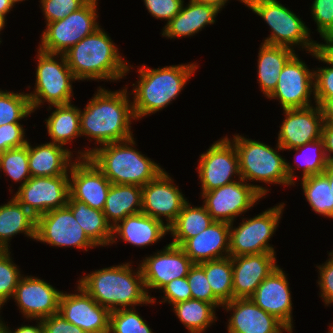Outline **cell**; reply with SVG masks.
<instances>
[{
  "label": "cell",
  "instance_id": "29",
  "mask_svg": "<svg viewBox=\"0 0 333 333\" xmlns=\"http://www.w3.org/2000/svg\"><path fill=\"white\" fill-rule=\"evenodd\" d=\"M142 210V187L129 184H111L103 213L114 227L119 221ZM112 220V221H111Z\"/></svg>",
  "mask_w": 333,
  "mask_h": 333
},
{
  "label": "cell",
  "instance_id": "28",
  "mask_svg": "<svg viewBox=\"0 0 333 333\" xmlns=\"http://www.w3.org/2000/svg\"><path fill=\"white\" fill-rule=\"evenodd\" d=\"M72 152L51 141L32 147L28 142V166L31 177L69 175Z\"/></svg>",
  "mask_w": 333,
  "mask_h": 333
},
{
  "label": "cell",
  "instance_id": "33",
  "mask_svg": "<svg viewBox=\"0 0 333 333\" xmlns=\"http://www.w3.org/2000/svg\"><path fill=\"white\" fill-rule=\"evenodd\" d=\"M53 107L55 110L45 120L47 133L52 143L64 146L81 136L80 108L71 103Z\"/></svg>",
  "mask_w": 333,
  "mask_h": 333
},
{
  "label": "cell",
  "instance_id": "45",
  "mask_svg": "<svg viewBox=\"0 0 333 333\" xmlns=\"http://www.w3.org/2000/svg\"><path fill=\"white\" fill-rule=\"evenodd\" d=\"M39 2L46 23L62 20L86 4L84 0H40Z\"/></svg>",
  "mask_w": 333,
  "mask_h": 333
},
{
  "label": "cell",
  "instance_id": "62",
  "mask_svg": "<svg viewBox=\"0 0 333 333\" xmlns=\"http://www.w3.org/2000/svg\"><path fill=\"white\" fill-rule=\"evenodd\" d=\"M7 251V249L0 244V256L4 254Z\"/></svg>",
  "mask_w": 333,
  "mask_h": 333
},
{
  "label": "cell",
  "instance_id": "35",
  "mask_svg": "<svg viewBox=\"0 0 333 333\" xmlns=\"http://www.w3.org/2000/svg\"><path fill=\"white\" fill-rule=\"evenodd\" d=\"M173 311L189 333H204L216 321L215 306L198 299H189L172 305Z\"/></svg>",
  "mask_w": 333,
  "mask_h": 333
},
{
  "label": "cell",
  "instance_id": "52",
  "mask_svg": "<svg viewBox=\"0 0 333 333\" xmlns=\"http://www.w3.org/2000/svg\"><path fill=\"white\" fill-rule=\"evenodd\" d=\"M321 138L324 141V150L329 162H333V124L323 123Z\"/></svg>",
  "mask_w": 333,
  "mask_h": 333
},
{
  "label": "cell",
  "instance_id": "66",
  "mask_svg": "<svg viewBox=\"0 0 333 333\" xmlns=\"http://www.w3.org/2000/svg\"><path fill=\"white\" fill-rule=\"evenodd\" d=\"M329 256H331L333 258V250L331 252H329Z\"/></svg>",
  "mask_w": 333,
  "mask_h": 333
},
{
  "label": "cell",
  "instance_id": "49",
  "mask_svg": "<svg viewBox=\"0 0 333 333\" xmlns=\"http://www.w3.org/2000/svg\"><path fill=\"white\" fill-rule=\"evenodd\" d=\"M164 293L163 300L159 303L168 302L174 305L181 301L192 299L191 289L186 277L172 280L166 284L162 289Z\"/></svg>",
  "mask_w": 333,
  "mask_h": 333
},
{
  "label": "cell",
  "instance_id": "21",
  "mask_svg": "<svg viewBox=\"0 0 333 333\" xmlns=\"http://www.w3.org/2000/svg\"><path fill=\"white\" fill-rule=\"evenodd\" d=\"M61 294L43 279L23 275L12 298L25 318L41 320L58 313Z\"/></svg>",
  "mask_w": 333,
  "mask_h": 333
},
{
  "label": "cell",
  "instance_id": "17",
  "mask_svg": "<svg viewBox=\"0 0 333 333\" xmlns=\"http://www.w3.org/2000/svg\"><path fill=\"white\" fill-rule=\"evenodd\" d=\"M168 174L163 170L155 179L142 186L141 212L161 222L162 217L166 218L165 225L169 228L187 199Z\"/></svg>",
  "mask_w": 333,
  "mask_h": 333
},
{
  "label": "cell",
  "instance_id": "10",
  "mask_svg": "<svg viewBox=\"0 0 333 333\" xmlns=\"http://www.w3.org/2000/svg\"><path fill=\"white\" fill-rule=\"evenodd\" d=\"M98 4L86 3L62 20L46 23L41 34L39 50L51 54H64L80 40L100 27L97 22Z\"/></svg>",
  "mask_w": 333,
  "mask_h": 333
},
{
  "label": "cell",
  "instance_id": "56",
  "mask_svg": "<svg viewBox=\"0 0 333 333\" xmlns=\"http://www.w3.org/2000/svg\"><path fill=\"white\" fill-rule=\"evenodd\" d=\"M196 2L200 3H206L216 6L219 10H222V8L225 6V4L228 2V0H194ZM241 3H244L246 6V0H239Z\"/></svg>",
  "mask_w": 333,
  "mask_h": 333
},
{
  "label": "cell",
  "instance_id": "14",
  "mask_svg": "<svg viewBox=\"0 0 333 333\" xmlns=\"http://www.w3.org/2000/svg\"><path fill=\"white\" fill-rule=\"evenodd\" d=\"M14 198L36 218L67 205L69 175L31 177L18 187Z\"/></svg>",
  "mask_w": 333,
  "mask_h": 333
},
{
  "label": "cell",
  "instance_id": "4",
  "mask_svg": "<svg viewBox=\"0 0 333 333\" xmlns=\"http://www.w3.org/2000/svg\"><path fill=\"white\" fill-rule=\"evenodd\" d=\"M134 137L78 151L76 158H89L112 184L143 186L164 169L134 147Z\"/></svg>",
  "mask_w": 333,
  "mask_h": 333
},
{
  "label": "cell",
  "instance_id": "43",
  "mask_svg": "<svg viewBox=\"0 0 333 333\" xmlns=\"http://www.w3.org/2000/svg\"><path fill=\"white\" fill-rule=\"evenodd\" d=\"M10 250L0 256V308L13 297L16 287L23 275L13 263Z\"/></svg>",
  "mask_w": 333,
  "mask_h": 333
},
{
  "label": "cell",
  "instance_id": "40",
  "mask_svg": "<svg viewBox=\"0 0 333 333\" xmlns=\"http://www.w3.org/2000/svg\"><path fill=\"white\" fill-rule=\"evenodd\" d=\"M0 171L23 186L30 178L28 166V142L26 145L0 153Z\"/></svg>",
  "mask_w": 333,
  "mask_h": 333
},
{
  "label": "cell",
  "instance_id": "36",
  "mask_svg": "<svg viewBox=\"0 0 333 333\" xmlns=\"http://www.w3.org/2000/svg\"><path fill=\"white\" fill-rule=\"evenodd\" d=\"M205 271L214 296L222 303L233 299L231 257L211 260L199 264Z\"/></svg>",
  "mask_w": 333,
  "mask_h": 333
},
{
  "label": "cell",
  "instance_id": "44",
  "mask_svg": "<svg viewBox=\"0 0 333 333\" xmlns=\"http://www.w3.org/2000/svg\"><path fill=\"white\" fill-rule=\"evenodd\" d=\"M186 278L191 289L192 299H198L200 301L211 303L216 308L223 305L214 296L210 284L205 276V271L199 264H194L191 267Z\"/></svg>",
  "mask_w": 333,
  "mask_h": 333
},
{
  "label": "cell",
  "instance_id": "31",
  "mask_svg": "<svg viewBox=\"0 0 333 333\" xmlns=\"http://www.w3.org/2000/svg\"><path fill=\"white\" fill-rule=\"evenodd\" d=\"M18 233L35 240L36 217L12 196L7 204L0 205V244L9 250L8 242Z\"/></svg>",
  "mask_w": 333,
  "mask_h": 333
},
{
  "label": "cell",
  "instance_id": "39",
  "mask_svg": "<svg viewBox=\"0 0 333 333\" xmlns=\"http://www.w3.org/2000/svg\"><path fill=\"white\" fill-rule=\"evenodd\" d=\"M28 93H14L0 89V126L19 123L33 113Z\"/></svg>",
  "mask_w": 333,
  "mask_h": 333
},
{
  "label": "cell",
  "instance_id": "7",
  "mask_svg": "<svg viewBox=\"0 0 333 333\" xmlns=\"http://www.w3.org/2000/svg\"><path fill=\"white\" fill-rule=\"evenodd\" d=\"M247 7L260 16L270 27L271 34L263 43L294 49L305 48L308 53L318 49V42L310 37V29L293 11L277 0H246ZM293 46V47H292Z\"/></svg>",
  "mask_w": 333,
  "mask_h": 333
},
{
  "label": "cell",
  "instance_id": "63",
  "mask_svg": "<svg viewBox=\"0 0 333 333\" xmlns=\"http://www.w3.org/2000/svg\"><path fill=\"white\" fill-rule=\"evenodd\" d=\"M86 3L98 4V0H84Z\"/></svg>",
  "mask_w": 333,
  "mask_h": 333
},
{
  "label": "cell",
  "instance_id": "13",
  "mask_svg": "<svg viewBox=\"0 0 333 333\" xmlns=\"http://www.w3.org/2000/svg\"><path fill=\"white\" fill-rule=\"evenodd\" d=\"M198 166L196 169L202 193L235 182L233 175L240 178L238 153L227 136L216 141L200 155Z\"/></svg>",
  "mask_w": 333,
  "mask_h": 333
},
{
  "label": "cell",
  "instance_id": "11",
  "mask_svg": "<svg viewBox=\"0 0 333 333\" xmlns=\"http://www.w3.org/2000/svg\"><path fill=\"white\" fill-rule=\"evenodd\" d=\"M224 185L217 189L201 193L205 199L203 206L214 221L233 223L243 213L252 208L258 200L269 192L266 187L238 181Z\"/></svg>",
  "mask_w": 333,
  "mask_h": 333
},
{
  "label": "cell",
  "instance_id": "59",
  "mask_svg": "<svg viewBox=\"0 0 333 333\" xmlns=\"http://www.w3.org/2000/svg\"><path fill=\"white\" fill-rule=\"evenodd\" d=\"M324 42L326 44H333V30L328 34L326 38H324Z\"/></svg>",
  "mask_w": 333,
  "mask_h": 333
},
{
  "label": "cell",
  "instance_id": "24",
  "mask_svg": "<svg viewBox=\"0 0 333 333\" xmlns=\"http://www.w3.org/2000/svg\"><path fill=\"white\" fill-rule=\"evenodd\" d=\"M222 308L232 315L228 320V333H282L290 330L276 317L265 312L250 298L232 299Z\"/></svg>",
  "mask_w": 333,
  "mask_h": 333
},
{
  "label": "cell",
  "instance_id": "41",
  "mask_svg": "<svg viewBox=\"0 0 333 333\" xmlns=\"http://www.w3.org/2000/svg\"><path fill=\"white\" fill-rule=\"evenodd\" d=\"M136 308L118 309L110 313L109 333H153Z\"/></svg>",
  "mask_w": 333,
  "mask_h": 333
},
{
  "label": "cell",
  "instance_id": "2",
  "mask_svg": "<svg viewBox=\"0 0 333 333\" xmlns=\"http://www.w3.org/2000/svg\"><path fill=\"white\" fill-rule=\"evenodd\" d=\"M131 263H122L90 272L78 282L97 303L111 312L118 309L135 308L137 305L154 304L149 298L143 281L140 265L137 271Z\"/></svg>",
  "mask_w": 333,
  "mask_h": 333
},
{
  "label": "cell",
  "instance_id": "1",
  "mask_svg": "<svg viewBox=\"0 0 333 333\" xmlns=\"http://www.w3.org/2000/svg\"><path fill=\"white\" fill-rule=\"evenodd\" d=\"M127 87L119 91L97 88V92L80 109L81 136L95 140L99 146L133 137L131 120H135Z\"/></svg>",
  "mask_w": 333,
  "mask_h": 333
},
{
  "label": "cell",
  "instance_id": "53",
  "mask_svg": "<svg viewBox=\"0 0 333 333\" xmlns=\"http://www.w3.org/2000/svg\"><path fill=\"white\" fill-rule=\"evenodd\" d=\"M324 123L333 124V98L325 100L320 105Z\"/></svg>",
  "mask_w": 333,
  "mask_h": 333
},
{
  "label": "cell",
  "instance_id": "42",
  "mask_svg": "<svg viewBox=\"0 0 333 333\" xmlns=\"http://www.w3.org/2000/svg\"><path fill=\"white\" fill-rule=\"evenodd\" d=\"M310 54L329 66L314 70V101L321 105L325 100L333 98V63L319 50L310 51Z\"/></svg>",
  "mask_w": 333,
  "mask_h": 333
},
{
  "label": "cell",
  "instance_id": "58",
  "mask_svg": "<svg viewBox=\"0 0 333 333\" xmlns=\"http://www.w3.org/2000/svg\"><path fill=\"white\" fill-rule=\"evenodd\" d=\"M323 174L328 178L329 185L333 192V162L328 163V166L325 168Z\"/></svg>",
  "mask_w": 333,
  "mask_h": 333
},
{
  "label": "cell",
  "instance_id": "65",
  "mask_svg": "<svg viewBox=\"0 0 333 333\" xmlns=\"http://www.w3.org/2000/svg\"><path fill=\"white\" fill-rule=\"evenodd\" d=\"M14 3H18V2H22V1H25V0H12Z\"/></svg>",
  "mask_w": 333,
  "mask_h": 333
},
{
  "label": "cell",
  "instance_id": "26",
  "mask_svg": "<svg viewBox=\"0 0 333 333\" xmlns=\"http://www.w3.org/2000/svg\"><path fill=\"white\" fill-rule=\"evenodd\" d=\"M168 232L164 222L140 212L127 216L112 227L111 244L115 243L119 236L124 242L143 248L157 243Z\"/></svg>",
  "mask_w": 333,
  "mask_h": 333
},
{
  "label": "cell",
  "instance_id": "46",
  "mask_svg": "<svg viewBox=\"0 0 333 333\" xmlns=\"http://www.w3.org/2000/svg\"><path fill=\"white\" fill-rule=\"evenodd\" d=\"M311 15L322 39L333 30V0H314Z\"/></svg>",
  "mask_w": 333,
  "mask_h": 333
},
{
  "label": "cell",
  "instance_id": "8",
  "mask_svg": "<svg viewBox=\"0 0 333 333\" xmlns=\"http://www.w3.org/2000/svg\"><path fill=\"white\" fill-rule=\"evenodd\" d=\"M37 54L35 89L34 92L27 94L33 112L44 102L49 104L50 111L54 105L72 103V82L77 79L66 63L64 55L58 56V54L46 53L39 49Z\"/></svg>",
  "mask_w": 333,
  "mask_h": 333
},
{
  "label": "cell",
  "instance_id": "6",
  "mask_svg": "<svg viewBox=\"0 0 333 333\" xmlns=\"http://www.w3.org/2000/svg\"><path fill=\"white\" fill-rule=\"evenodd\" d=\"M232 139L239 157L240 178L246 183L259 181L265 184L295 185V168L278 151L239 134H235Z\"/></svg>",
  "mask_w": 333,
  "mask_h": 333
},
{
  "label": "cell",
  "instance_id": "30",
  "mask_svg": "<svg viewBox=\"0 0 333 333\" xmlns=\"http://www.w3.org/2000/svg\"><path fill=\"white\" fill-rule=\"evenodd\" d=\"M258 53L257 69L260 90L268 98L277 87L279 75L295 54L294 49L261 43Z\"/></svg>",
  "mask_w": 333,
  "mask_h": 333
},
{
  "label": "cell",
  "instance_id": "22",
  "mask_svg": "<svg viewBox=\"0 0 333 333\" xmlns=\"http://www.w3.org/2000/svg\"><path fill=\"white\" fill-rule=\"evenodd\" d=\"M250 299L280 320L292 333V298L285 271L279 266L257 287Z\"/></svg>",
  "mask_w": 333,
  "mask_h": 333
},
{
  "label": "cell",
  "instance_id": "64",
  "mask_svg": "<svg viewBox=\"0 0 333 333\" xmlns=\"http://www.w3.org/2000/svg\"><path fill=\"white\" fill-rule=\"evenodd\" d=\"M332 324H333V323H332ZM332 324L329 325V327H330L329 329H330V330L328 331V333H333V325H332Z\"/></svg>",
  "mask_w": 333,
  "mask_h": 333
},
{
  "label": "cell",
  "instance_id": "19",
  "mask_svg": "<svg viewBox=\"0 0 333 333\" xmlns=\"http://www.w3.org/2000/svg\"><path fill=\"white\" fill-rule=\"evenodd\" d=\"M315 106V107H314ZM284 109L285 119L278 133L277 150H288L319 140L324 123L319 105Z\"/></svg>",
  "mask_w": 333,
  "mask_h": 333
},
{
  "label": "cell",
  "instance_id": "15",
  "mask_svg": "<svg viewBox=\"0 0 333 333\" xmlns=\"http://www.w3.org/2000/svg\"><path fill=\"white\" fill-rule=\"evenodd\" d=\"M314 93V70L308 69L296 53L283 67L277 87L268 99H277L284 109L312 106L310 98Z\"/></svg>",
  "mask_w": 333,
  "mask_h": 333
},
{
  "label": "cell",
  "instance_id": "37",
  "mask_svg": "<svg viewBox=\"0 0 333 333\" xmlns=\"http://www.w3.org/2000/svg\"><path fill=\"white\" fill-rule=\"evenodd\" d=\"M304 196L313 211L333 219V192L328 178L315 174L301 179Z\"/></svg>",
  "mask_w": 333,
  "mask_h": 333
},
{
  "label": "cell",
  "instance_id": "18",
  "mask_svg": "<svg viewBox=\"0 0 333 333\" xmlns=\"http://www.w3.org/2000/svg\"><path fill=\"white\" fill-rule=\"evenodd\" d=\"M76 291L75 294L62 292L58 313L86 333H109L111 311L97 303L80 285Z\"/></svg>",
  "mask_w": 333,
  "mask_h": 333
},
{
  "label": "cell",
  "instance_id": "25",
  "mask_svg": "<svg viewBox=\"0 0 333 333\" xmlns=\"http://www.w3.org/2000/svg\"><path fill=\"white\" fill-rule=\"evenodd\" d=\"M229 238L230 224L214 221L198 235L189 238L181 248L194 264H200L229 257Z\"/></svg>",
  "mask_w": 333,
  "mask_h": 333
},
{
  "label": "cell",
  "instance_id": "34",
  "mask_svg": "<svg viewBox=\"0 0 333 333\" xmlns=\"http://www.w3.org/2000/svg\"><path fill=\"white\" fill-rule=\"evenodd\" d=\"M213 222V218L203 205L192 207L187 201L183 205L177 219L168 228L169 233L173 237V241L170 244L181 247L189 238L195 237Z\"/></svg>",
  "mask_w": 333,
  "mask_h": 333
},
{
  "label": "cell",
  "instance_id": "57",
  "mask_svg": "<svg viewBox=\"0 0 333 333\" xmlns=\"http://www.w3.org/2000/svg\"><path fill=\"white\" fill-rule=\"evenodd\" d=\"M15 6L12 0H0V14L6 18L7 13Z\"/></svg>",
  "mask_w": 333,
  "mask_h": 333
},
{
  "label": "cell",
  "instance_id": "60",
  "mask_svg": "<svg viewBox=\"0 0 333 333\" xmlns=\"http://www.w3.org/2000/svg\"><path fill=\"white\" fill-rule=\"evenodd\" d=\"M0 333H8V326L3 323L0 317Z\"/></svg>",
  "mask_w": 333,
  "mask_h": 333
},
{
  "label": "cell",
  "instance_id": "12",
  "mask_svg": "<svg viewBox=\"0 0 333 333\" xmlns=\"http://www.w3.org/2000/svg\"><path fill=\"white\" fill-rule=\"evenodd\" d=\"M35 240L55 247L73 246L85 251L97 247L84 233L67 205L36 218Z\"/></svg>",
  "mask_w": 333,
  "mask_h": 333
},
{
  "label": "cell",
  "instance_id": "27",
  "mask_svg": "<svg viewBox=\"0 0 333 333\" xmlns=\"http://www.w3.org/2000/svg\"><path fill=\"white\" fill-rule=\"evenodd\" d=\"M216 6L189 0L180 12L163 27L162 35L170 39L193 36L202 31L206 25L214 24L219 13Z\"/></svg>",
  "mask_w": 333,
  "mask_h": 333
},
{
  "label": "cell",
  "instance_id": "9",
  "mask_svg": "<svg viewBox=\"0 0 333 333\" xmlns=\"http://www.w3.org/2000/svg\"><path fill=\"white\" fill-rule=\"evenodd\" d=\"M285 204L268 208L253 218L242 219L238 227L230 224V256L276 253L268 242L279 225Z\"/></svg>",
  "mask_w": 333,
  "mask_h": 333
},
{
  "label": "cell",
  "instance_id": "55",
  "mask_svg": "<svg viewBox=\"0 0 333 333\" xmlns=\"http://www.w3.org/2000/svg\"><path fill=\"white\" fill-rule=\"evenodd\" d=\"M318 49L333 63V44H318Z\"/></svg>",
  "mask_w": 333,
  "mask_h": 333
},
{
  "label": "cell",
  "instance_id": "5",
  "mask_svg": "<svg viewBox=\"0 0 333 333\" xmlns=\"http://www.w3.org/2000/svg\"><path fill=\"white\" fill-rule=\"evenodd\" d=\"M196 63L178 64L152 69L142 65L137 70L139 80L130 95L136 120L162 110L181 93L189 78L194 75Z\"/></svg>",
  "mask_w": 333,
  "mask_h": 333
},
{
  "label": "cell",
  "instance_id": "61",
  "mask_svg": "<svg viewBox=\"0 0 333 333\" xmlns=\"http://www.w3.org/2000/svg\"><path fill=\"white\" fill-rule=\"evenodd\" d=\"M5 19H6V18H5L3 15L0 14V31L3 30L4 27L6 26V25H5V22H6L7 20H5Z\"/></svg>",
  "mask_w": 333,
  "mask_h": 333
},
{
  "label": "cell",
  "instance_id": "32",
  "mask_svg": "<svg viewBox=\"0 0 333 333\" xmlns=\"http://www.w3.org/2000/svg\"><path fill=\"white\" fill-rule=\"evenodd\" d=\"M67 206L84 233L97 247L111 245L112 226L106 221L103 211L75 199H68Z\"/></svg>",
  "mask_w": 333,
  "mask_h": 333
},
{
  "label": "cell",
  "instance_id": "47",
  "mask_svg": "<svg viewBox=\"0 0 333 333\" xmlns=\"http://www.w3.org/2000/svg\"><path fill=\"white\" fill-rule=\"evenodd\" d=\"M20 123H9L0 126V153L12 148L21 147L27 144L25 129Z\"/></svg>",
  "mask_w": 333,
  "mask_h": 333
},
{
  "label": "cell",
  "instance_id": "3",
  "mask_svg": "<svg viewBox=\"0 0 333 333\" xmlns=\"http://www.w3.org/2000/svg\"><path fill=\"white\" fill-rule=\"evenodd\" d=\"M66 63L77 80L117 81L130 68L109 35L98 28L64 54Z\"/></svg>",
  "mask_w": 333,
  "mask_h": 333
},
{
  "label": "cell",
  "instance_id": "20",
  "mask_svg": "<svg viewBox=\"0 0 333 333\" xmlns=\"http://www.w3.org/2000/svg\"><path fill=\"white\" fill-rule=\"evenodd\" d=\"M69 169V197L103 211L111 182L89 158H77Z\"/></svg>",
  "mask_w": 333,
  "mask_h": 333
},
{
  "label": "cell",
  "instance_id": "54",
  "mask_svg": "<svg viewBox=\"0 0 333 333\" xmlns=\"http://www.w3.org/2000/svg\"><path fill=\"white\" fill-rule=\"evenodd\" d=\"M36 322L38 323V324H36V326L22 325L21 327H18L17 329H15V331L9 330V327H8V333H44V328H43L41 320H37Z\"/></svg>",
  "mask_w": 333,
  "mask_h": 333
},
{
  "label": "cell",
  "instance_id": "16",
  "mask_svg": "<svg viewBox=\"0 0 333 333\" xmlns=\"http://www.w3.org/2000/svg\"><path fill=\"white\" fill-rule=\"evenodd\" d=\"M194 263L180 246L167 244L163 250L145 257L140 263L145 290L149 296V289L161 290L174 279L187 277Z\"/></svg>",
  "mask_w": 333,
  "mask_h": 333
},
{
  "label": "cell",
  "instance_id": "38",
  "mask_svg": "<svg viewBox=\"0 0 333 333\" xmlns=\"http://www.w3.org/2000/svg\"><path fill=\"white\" fill-rule=\"evenodd\" d=\"M288 150H295L297 152L295 154V161H300V164L296 162L295 164L297 165L298 169L302 168L303 172L301 175V179L315 174H322L325 168L328 166L329 161L325 154L324 141L322 138ZM298 152H300L301 154H298Z\"/></svg>",
  "mask_w": 333,
  "mask_h": 333
},
{
  "label": "cell",
  "instance_id": "48",
  "mask_svg": "<svg viewBox=\"0 0 333 333\" xmlns=\"http://www.w3.org/2000/svg\"><path fill=\"white\" fill-rule=\"evenodd\" d=\"M148 12L157 19L170 22L177 15L184 0H143Z\"/></svg>",
  "mask_w": 333,
  "mask_h": 333
},
{
  "label": "cell",
  "instance_id": "50",
  "mask_svg": "<svg viewBox=\"0 0 333 333\" xmlns=\"http://www.w3.org/2000/svg\"><path fill=\"white\" fill-rule=\"evenodd\" d=\"M320 277L318 285L320 287V297L324 300L325 306L333 304V258L329 259L321 266H316Z\"/></svg>",
  "mask_w": 333,
  "mask_h": 333
},
{
  "label": "cell",
  "instance_id": "51",
  "mask_svg": "<svg viewBox=\"0 0 333 333\" xmlns=\"http://www.w3.org/2000/svg\"><path fill=\"white\" fill-rule=\"evenodd\" d=\"M44 333H86L80 327L68 322L61 314H52L41 319Z\"/></svg>",
  "mask_w": 333,
  "mask_h": 333
},
{
  "label": "cell",
  "instance_id": "23",
  "mask_svg": "<svg viewBox=\"0 0 333 333\" xmlns=\"http://www.w3.org/2000/svg\"><path fill=\"white\" fill-rule=\"evenodd\" d=\"M233 299L250 298L262 281L279 265L275 253L230 256Z\"/></svg>",
  "mask_w": 333,
  "mask_h": 333
}]
</instances>
